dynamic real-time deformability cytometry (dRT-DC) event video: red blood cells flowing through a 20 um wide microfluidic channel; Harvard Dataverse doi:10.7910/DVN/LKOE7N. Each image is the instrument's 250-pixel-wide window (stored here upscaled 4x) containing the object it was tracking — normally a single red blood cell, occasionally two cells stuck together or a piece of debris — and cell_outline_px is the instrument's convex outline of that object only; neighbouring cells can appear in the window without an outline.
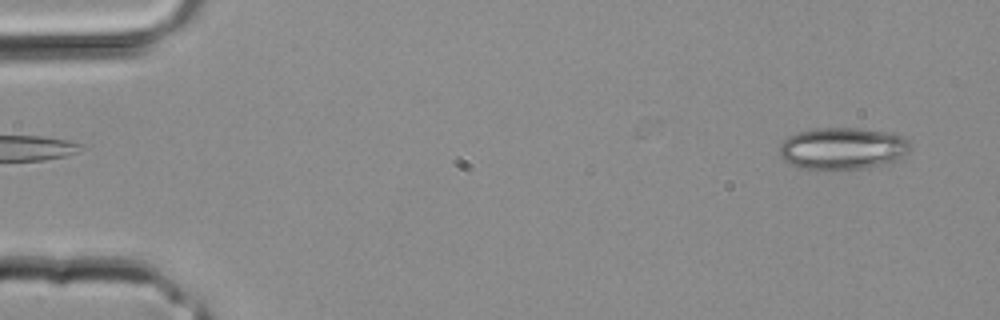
{"species": "common noctule bat (a hibernating species)", "species_latin": "Nyctalus noctula", "temperature_condition": "room temperature", "stored_images_in_passage": 3, "segment_of_instrument_passage": [2, 2], "camera_frame_rate_fps": 3000, "um_per_image_px": 0.085, "animal": {"sex": "male", "body_mass_g": 20.4}, "frame": {"image": 1, "passage_image": 3, "time_ms": 0.667, "image_size_px": [1000, 320], "cell_outline_px": [[908, 152], [896, 160], [884, 164], [864, 168], [828, 172], [824, 172], [796, 168], [788, 164], [780, 156], [780, 144], [788, 136], [796, 132], [816, 128], [860, 128], [884, 132], [900, 136], [908, 140]], "centroid_in_image_um": [71.52, 12.66], "position_along_channel_um": 13.5, "area_um2": 32.66}}